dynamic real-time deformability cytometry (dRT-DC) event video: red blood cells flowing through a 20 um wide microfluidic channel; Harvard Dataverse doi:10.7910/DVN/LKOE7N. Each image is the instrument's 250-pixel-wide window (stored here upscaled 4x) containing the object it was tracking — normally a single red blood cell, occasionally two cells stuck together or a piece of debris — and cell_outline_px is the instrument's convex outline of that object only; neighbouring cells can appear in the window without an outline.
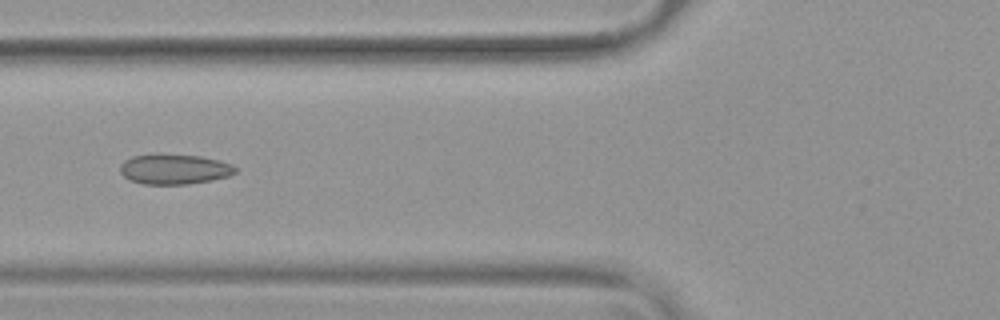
{"species": "common noctule bat (a hibernating species)", "species_latin": "Nyctalus noctula", "temperature_condition": "warm", "stored_images_in_passage": 39, "camera_frame_rate_fps": 3000, "um_per_image_px": 0.085, "animal": {"sex": "female", "body_mass_g": 19.9}, "frame": {"image": 1, "passage_image": 21, "time_ms": 6.667, "image_size_px": [1000, 320], "cell_outline_px": [[236, 172], [228, 176], [212, 180], [188, 184], [144, 184], [128, 180], [120, 172], [120, 164], [124, 160], [132, 156], [156, 152], [160, 152], [200, 156], [220, 160], [232, 164], [236, 168]], "centroid_in_image_um": [14.78, 14.35], "position_along_channel_um": 111.0, "area_um2": 20.81}}
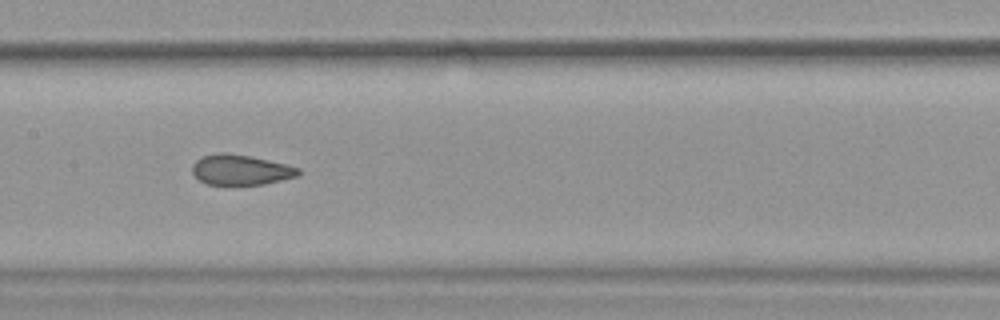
{"frame": {"image": 2, "passage_image": 27, "time_ms": 8.667, "image_size_px": [1000, 320], "cell_outline_px": [[300, 172], [296, 176], [264, 184], [208, 184], [200, 180], [192, 172], [192, 164], [196, 160], [204, 156], [220, 152], [224, 152], [252, 156], [300, 168]], "centroid_in_image_um": [20.44, 14.42], "position_along_channel_um": 187.0, "area_um2": 18.44}}
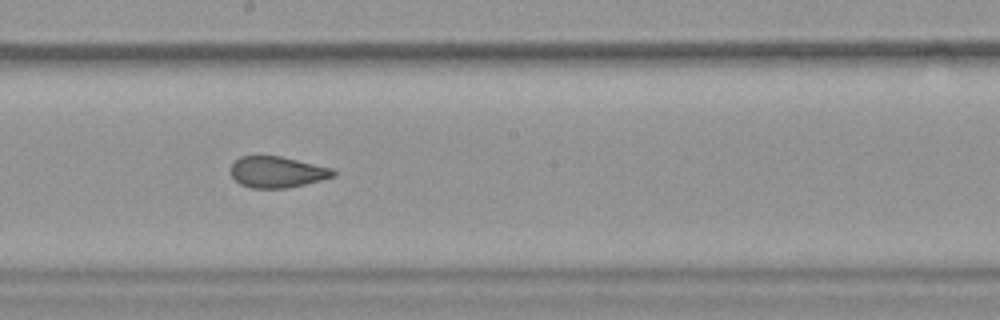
{"frame": {"image": 3, "passage_image": 30, "time_ms": 9.667, "image_size_px": [1000, 320], "cell_outline_px": [[336, 176], [288, 188], [252, 188], [240, 184], [228, 172], [228, 168], [240, 156], [280, 156], [332, 168], [336, 172]], "centroid_in_image_um": [23.52, 14.62], "position_along_channel_um": 224.7, "area_um2": 18.67}}